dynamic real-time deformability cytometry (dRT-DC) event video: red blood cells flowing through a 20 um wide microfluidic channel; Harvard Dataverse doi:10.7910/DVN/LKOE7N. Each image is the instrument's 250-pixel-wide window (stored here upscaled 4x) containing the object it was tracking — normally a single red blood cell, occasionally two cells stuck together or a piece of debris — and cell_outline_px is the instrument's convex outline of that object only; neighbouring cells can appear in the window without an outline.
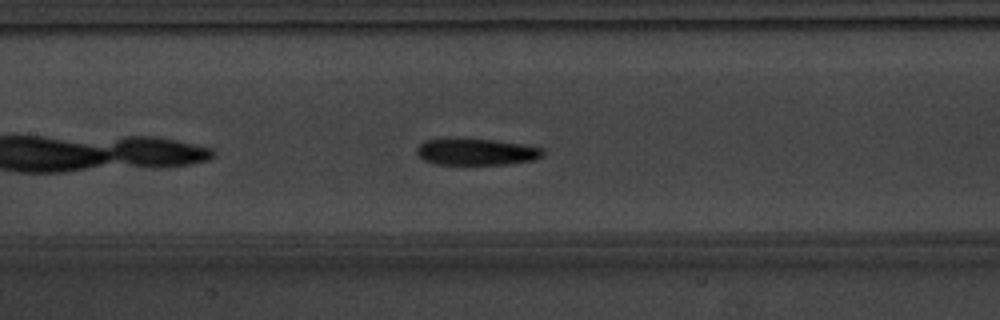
{"species": "common noctule bat (a hibernating species)", "species_latin": "Nyctalus noctula", "temperature_condition": "warm", "stored_images_in_passage": 33, "camera_frame_rate_fps": 3000, "um_per_image_px": 0.085, "animal": {"sex": "male", "body_mass_g": 20.1, "forearm_length_mm": 53.5}, "frame": {"image": 1, "passage_image": 10, "time_ms": 3.0, "image_size_px": [1000, 320], "cell_outline_px": [[544, 156], [536, 160], [508, 164], [436, 164], [424, 160], [416, 152], [416, 148], [420, 144], [428, 140], [456, 136], [496, 140], [524, 144], [544, 148]], "centroid_in_image_um": [40.52, 12.87], "position_along_channel_um": 166.9, "area_um2": 20.23}}
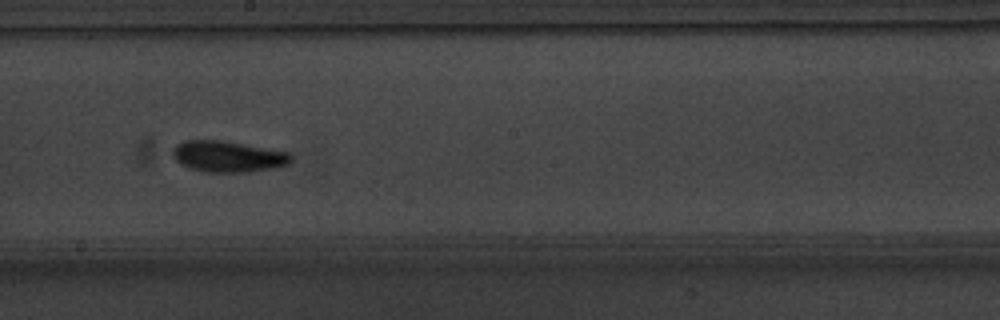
{"frame": {"image": 2, "passage_image": 15, "time_ms": 4.667, "image_size_px": [1000, 320], "cell_outline_px": [[292, 160], [288, 164], [276, 168], [252, 172], [204, 172], [188, 168], [180, 164], [172, 156], [172, 148], [176, 144], [184, 140], [220, 140], [292, 152]], "centroid_in_image_um": [19.38, 13.31], "position_along_channel_um": 228.8, "area_um2": 21.91}, "authors_computed_cell_mechanics": {"area_um2": 19.7676, "velocity_mm_per_s": 3.7245, "shape_relaxation_time_tau1_ms": 2.4932, "shape_relaxation_time_tau2_ms": 3.4717, "deformation_change_tau1": 0.1305, "deformation_change_tau2": 0.1044}}